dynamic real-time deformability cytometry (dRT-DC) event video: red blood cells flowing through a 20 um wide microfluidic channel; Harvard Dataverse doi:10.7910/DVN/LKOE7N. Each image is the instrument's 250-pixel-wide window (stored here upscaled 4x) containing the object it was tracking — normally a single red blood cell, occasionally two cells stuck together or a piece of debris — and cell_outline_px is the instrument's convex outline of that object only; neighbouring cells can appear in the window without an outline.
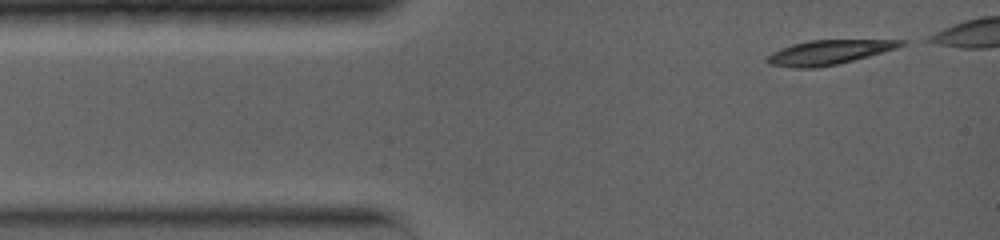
{"species": "common noctule bat (a hibernating species)", "species_latin": "Nyctalus noctula", "temperature_condition": "warm", "stored_images_in_passage": 42, "camera_frame_rate_fps": 5000, "um_per_image_px": 0.085, "animal": {"sex": "female", "body_mass_g": 19.0, "forearm_length_mm": 56.7}, "frame": {"image": 1, "passage_image": 1, "time_ms": 0.0, "image_size_px": [1000, 240], "cell_outline_px": [[908, 40], [904, 44], [896, 48], [868, 56], [836, 64], [816, 68], [792, 68], [768, 64], [764, 60], [764, 56], [780, 48], [792, 44], [808, 40]], "centroid_in_image_um": [70.34, 4.45], "position_along_channel_um": 14.7, "area_um2": 19.07}}
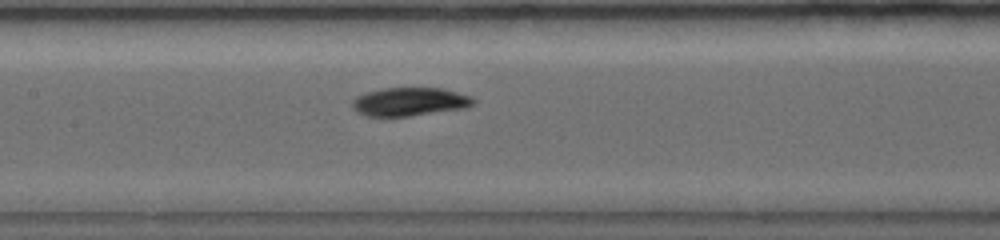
{"frame": {"image": 2, "passage_image": 21, "time_ms": 5.2, "image_size_px": [1000, 240], "cell_outline_px": [[476, 104], [468, 108], [408, 116], [368, 116], [356, 112], [352, 108], [352, 100], [356, 96], [380, 88], [444, 88], [472, 96], [476, 100]], "centroid_in_image_um": [34.87, 8.64], "position_along_channel_um": 172.5, "area_um2": 20.35}}
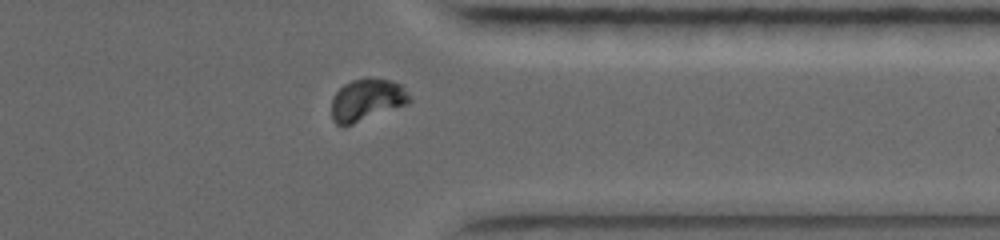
{"frame": {"image": 3, "passage_image": 38, "time_ms": 10.4, "image_size_px": [1000, 240], "cell_outline_px": [[412, 100], [408, 104], [344, 128], [336, 124], [332, 120], [332, 96], [344, 84], [352, 80], [364, 76], [368, 76], [392, 80], [400, 84], [412, 96]], "centroid_in_image_um": [31.19, 8.49], "position_along_channel_um": 380.2, "area_um2": 19.83}}